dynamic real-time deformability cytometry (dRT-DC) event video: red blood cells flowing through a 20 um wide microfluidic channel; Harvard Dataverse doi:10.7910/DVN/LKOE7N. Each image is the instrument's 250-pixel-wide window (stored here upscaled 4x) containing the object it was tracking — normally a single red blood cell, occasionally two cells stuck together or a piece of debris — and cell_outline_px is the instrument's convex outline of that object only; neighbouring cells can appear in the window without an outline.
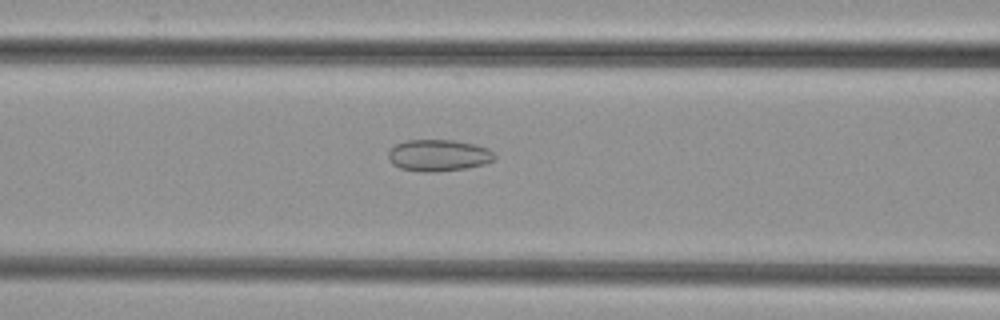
{"species": "common noctule bat (a hibernating species)", "species_latin": "Nyctalus noctula", "temperature_condition": "cold", "stored_images_in_passage": 48, "camera_frame_rate_fps": 3000, "um_per_image_px": 0.085, "animal": {"sex": "female", "body_mass_g": 29.2, "forearm_length_mm": 56.3}, "frame": {"image": 1, "passage_image": 17, "time_ms": 5.333, "image_size_px": [1000, 320], "cell_outline_px": [[496, 156], [492, 160], [484, 164], [468, 168], [432, 172], [420, 172], [400, 168], [392, 164], [388, 160], [388, 152], [396, 144], [404, 140], [452, 140], [476, 144], [488, 148]], "centroid_in_image_um": [37.25, 13.21], "position_along_channel_um": 129.4, "area_um2": 19.71}}
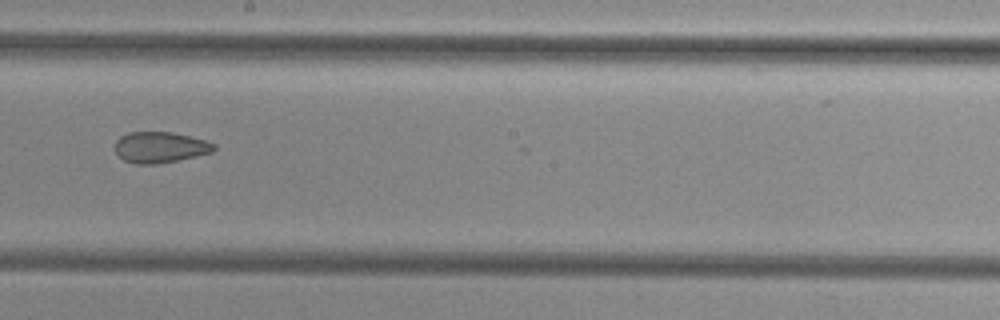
{"frame": {"image": 2, "passage_image": 25, "time_ms": 8.0, "image_size_px": [1000, 320], "cell_outline_px": [[216, 148], [212, 152], [196, 156], [156, 164], [136, 164], [124, 160], [116, 152], [116, 140], [120, 136], [128, 132], [172, 132], [204, 140], [216, 144]], "centroid_in_image_um": [13.6, 12.51], "position_along_channel_um": 234.6, "area_um2": 17.69}}
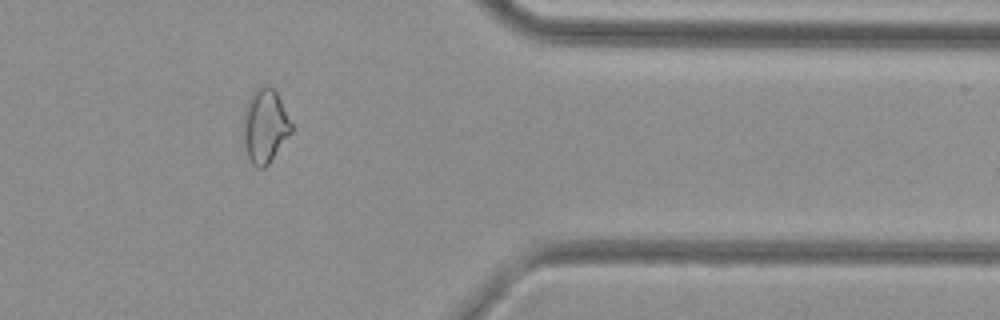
{"frame": {"image": 3, "passage_image": 38, "time_ms": 12.333, "image_size_px": [1000, 320], "cell_outline_px": [[292, 132], [268, 164], [264, 168], [256, 168], [252, 164], [248, 156], [244, 144], [244, 108], [252, 92], [260, 84], [268, 84], [276, 92], [292, 124]], "centroid_in_image_um": [22.51, 10.68], "position_along_channel_um": 388.9, "area_um2": 20.63}}